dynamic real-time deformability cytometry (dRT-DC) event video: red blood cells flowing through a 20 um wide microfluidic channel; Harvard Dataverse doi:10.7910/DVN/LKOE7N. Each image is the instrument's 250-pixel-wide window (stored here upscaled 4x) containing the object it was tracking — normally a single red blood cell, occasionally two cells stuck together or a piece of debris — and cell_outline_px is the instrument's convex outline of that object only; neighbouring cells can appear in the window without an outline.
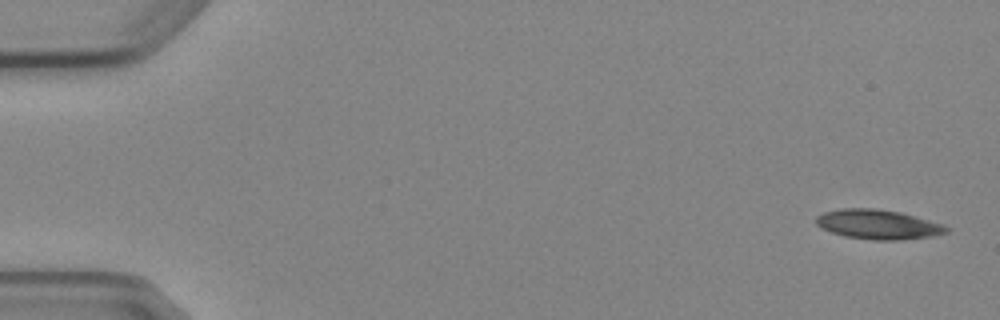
{"species": "Egyptian fruit bat (a non-hibernating species)", "species_latin": "Rousettus aegyptiacus", "temperature_condition": "cold", "stored_images_in_passage": 5, "camera_frame_rate_fps": 3000, "um_per_image_px": 0.085, "animal": {"sex": "female"}, "frame": {"image": 1, "passage_image": 1, "time_ms": 0.0, "image_size_px": [1000, 320], "cell_outline_px": [[948, 232], [932, 236], [896, 240], [872, 240], [844, 236], [820, 228], [816, 224], [816, 216], [824, 212], [840, 208], [876, 208], [900, 212], [944, 224], [948, 228]], "centroid_in_image_um": [74.61, 19.07], "position_along_channel_um": 10.4, "area_um2": 22.48}}
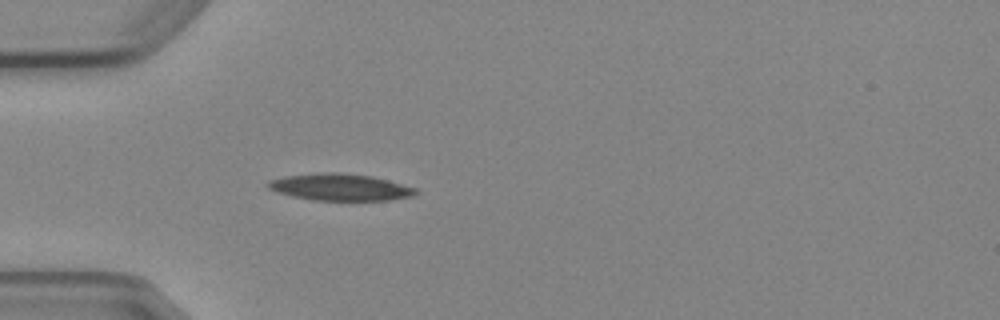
{"frame": {"image": 2, "passage_image": 5, "time_ms": 4.667, "image_size_px": [1000, 320], "cell_outline_px": [[420, 192], [412, 196], [388, 200], [312, 200], [292, 196], [268, 188], [264, 184], [268, 180], [284, 176], [324, 172], [336, 172], [372, 176], [388, 180], [416, 188]], "centroid_in_image_um": [28.9, 15.9], "position_along_channel_um": 56.1, "area_um2": 23.06}}